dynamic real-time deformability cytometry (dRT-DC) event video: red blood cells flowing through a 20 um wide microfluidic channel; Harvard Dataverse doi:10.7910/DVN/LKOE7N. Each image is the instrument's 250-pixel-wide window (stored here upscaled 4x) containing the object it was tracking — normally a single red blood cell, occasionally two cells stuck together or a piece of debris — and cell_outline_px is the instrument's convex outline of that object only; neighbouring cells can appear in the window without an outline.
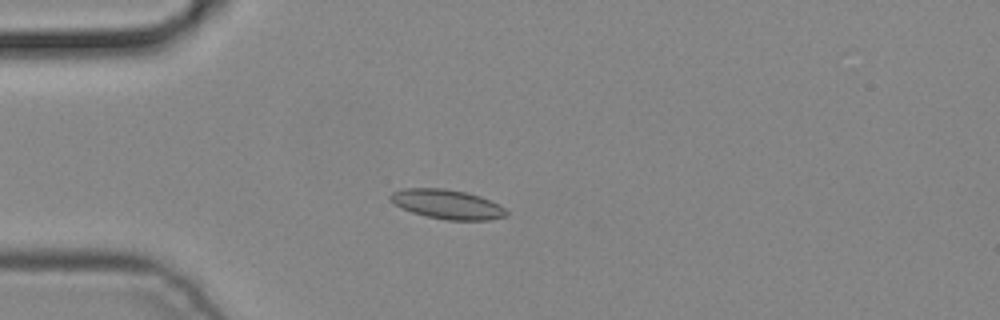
{"species": "common noctule bat (a hibernating species)", "species_latin": "Nyctalus noctula", "temperature_condition": "cold", "stored_images_in_passage": 4, "camera_frame_rate_fps": 3000, "um_per_image_px": 0.085, "animal": {"sex": "male", "body_mass_g": 19.2, "forearm_length_mm": 51.8}, "frame": {"image": 1, "passage_image": 3, "time_ms": 0.667, "image_size_px": [1000, 320], "cell_outline_px": [[508, 216], [488, 220], [444, 220], [412, 212], [388, 200], [388, 196], [392, 192], [404, 188], [444, 188], [468, 192], [480, 196], [500, 204], [508, 212]], "centroid_in_image_um": [38.04, 17.35], "position_along_channel_um": 47.0, "area_um2": 20.0}}